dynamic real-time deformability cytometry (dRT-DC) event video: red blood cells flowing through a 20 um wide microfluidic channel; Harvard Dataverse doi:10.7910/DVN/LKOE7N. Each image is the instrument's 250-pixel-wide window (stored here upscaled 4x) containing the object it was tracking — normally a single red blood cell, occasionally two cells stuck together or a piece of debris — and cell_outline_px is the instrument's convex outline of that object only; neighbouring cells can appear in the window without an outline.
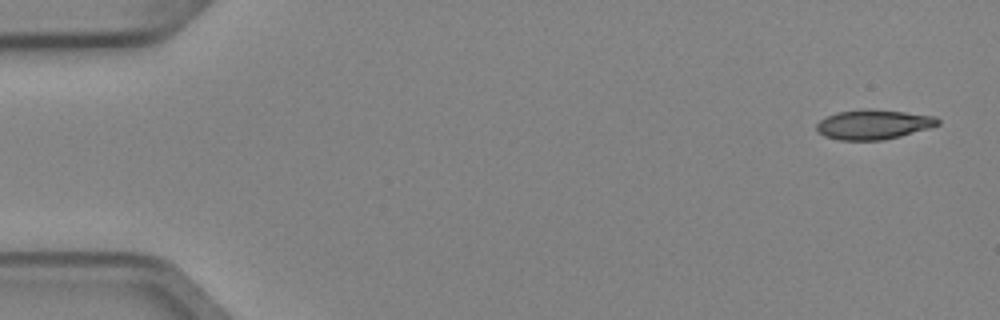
{"species": "Egyptian fruit bat (a non-hibernating species)", "species_latin": "Rousettus aegyptiacus", "temperature_condition": "cold", "stored_images_in_passage": 4, "camera_frame_rate_fps": 3000, "um_per_image_px": 0.085, "animal": {"sex": "female"}, "frame": {"image": 1, "passage_image": 1, "time_ms": 0.0, "image_size_px": [1000, 320], "cell_outline_px": [[940, 124], [928, 128], [900, 136], [880, 140], [840, 140], [824, 136], [816, 128], [816, 124], [820, 120], [836, 112], [868, 108], [904, 112], [936, 116], [940, 120]], "centroid_in_image_um": [74.24, 10.57], "position_along_channel_um": 10.8, "area_um2": 20.87}}
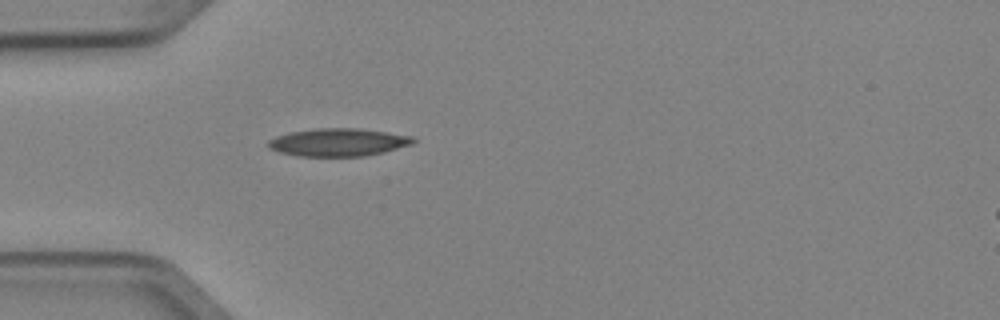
{"frame": {"image": 2, "passage_image": 4, "time_ms": 1.0, "image_size_px": [1000, 320], "cell_outline_px": [[416, 140], [412, 144], [384, 152], [364, 156], [296, 156], [280, 152], [268, 148], [268, 140], [276, 136], [288, 132], [316, 128], [360, 128], [412, 136]], "centroid_in_image_um": [28.73, 12.09], "position_along_channel_um": 56.3, "area_um2": 23.58}}